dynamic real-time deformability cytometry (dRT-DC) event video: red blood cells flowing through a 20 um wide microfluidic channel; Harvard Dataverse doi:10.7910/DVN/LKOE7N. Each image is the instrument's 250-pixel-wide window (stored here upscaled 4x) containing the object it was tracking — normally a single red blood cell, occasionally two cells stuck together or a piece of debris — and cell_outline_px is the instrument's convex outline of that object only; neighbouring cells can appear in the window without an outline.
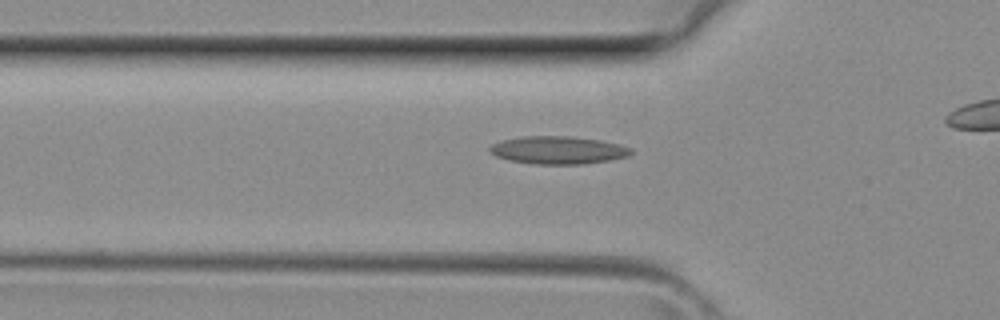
{"species": "common noctule bat (a hibernating species)", "species_latin": "Nyctalus noctula", "temperature_condition": "room temperature", "stored_images_in_passage": 16, "camera_frame_rate_fps": 3000, "um_per_image_px": 0.085, "animal": {"sex": "female", "body_mass_g": 29.2, "forearm_length_mm": 56.3}, "frame": {"image": 1, "passage_image": 7, "time_ms": 2.0, "image_size_px": [1000, 320], "cell_outline_px": [[632, 152], [628, 156], [612, 160], [584, 164], [532, 164], [508, 160], [496, 156], [488, 152], [488, 148], [492, 144], [500, 140], [520, 136], [572, 136], [600, 140], [620, 144], [632, 148]], "centroid_in_image_um": [47.41, 12.76], "position_along_channel_um": 78.4, "area_um2": 23.24}}
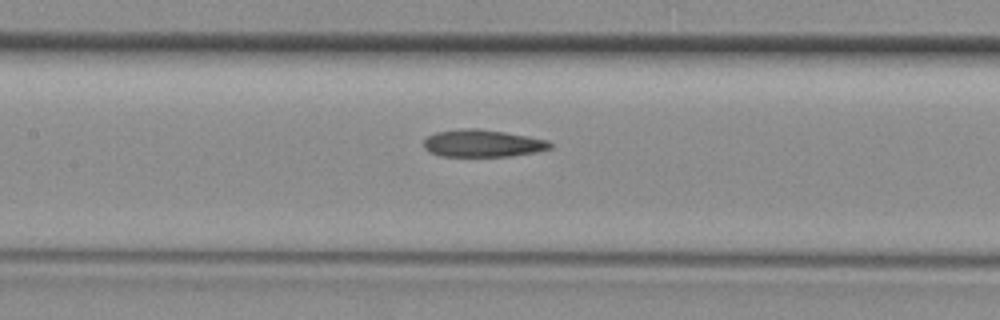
{"frame": {"image": 2, "passage_image": 12, "time_ms": 3.667, "image_size_px": [1000, 320], "cell_outline_px": [[552, 148], [536, 152], [512, 156], [440, 156], [424, 148], [424, 140], [428, 136], [436, 132], [460, 128], [480, 128], [528, 136], [548, 140], [552, 144]], "centroid_in_image_um": [41.04, 12.18], "position_along_channel_um": 166.4, "area_um2": 20.17}}
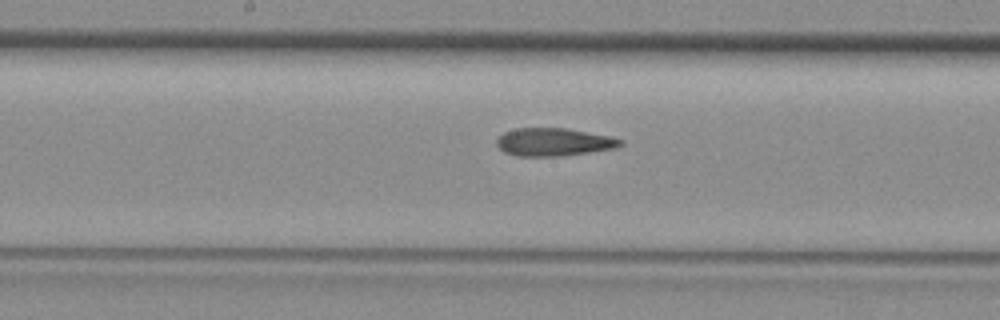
{"frame": {"image": 3, "passage_image": 14, "time_ms": 4.333, "image_size_px": [1000, 320], "cell_outline_px": [[624, 144], [616, 148], [560, 156], [516, 156], [504, 152], [496, 144], [496, 140], [504, 132], [516, 128], [564, 128], [608, 136], [624, 140]], "centroid_in_image_um": [47.05, 12.08], "position_along_channel_um": 201.1, "area_um2": 20.0}}